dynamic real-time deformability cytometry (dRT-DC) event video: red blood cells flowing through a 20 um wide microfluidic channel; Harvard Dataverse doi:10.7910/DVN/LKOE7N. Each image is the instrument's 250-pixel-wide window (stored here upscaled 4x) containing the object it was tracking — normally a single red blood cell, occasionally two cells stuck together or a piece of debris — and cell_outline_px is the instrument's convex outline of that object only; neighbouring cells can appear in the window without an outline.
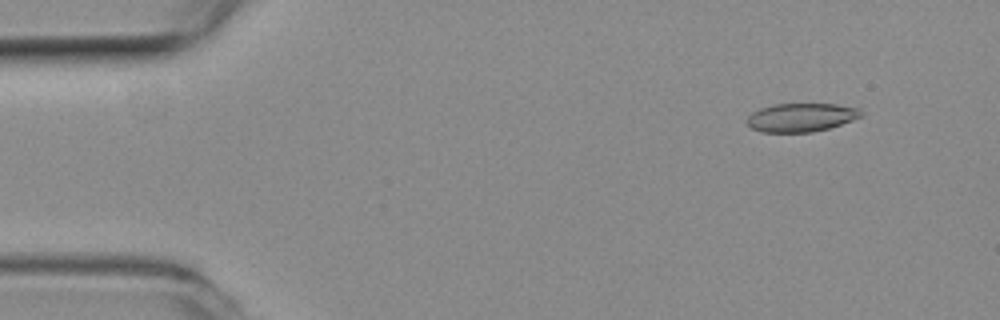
{"species": "common noctule bat (a hibernating species)", "species_latin": "Nyctalus noctula", "temperature_condition": "room temperature", "stored_images_in_passage": 8, "camera_frame_rate_fps": 3000, "um_per_image_px": 0.085, "animal": {"sex": "female", "body_mass_g": 19.3, "forearm_length_mm": 54.1}, "frame": {"image": 1, "passage_image": 6, "time_ms": 1.667, "image_size_px": [1000, 320], "cell_outline_px": [[864, 116], [828, 128], [812, 132], [760, 132], [752, 128], [744, 120], [752, 112], [760, 108], [776, 104], [836, 104], [860, 108]], "centroid_in_image_um": [68.09, 9.98], "position_along_channel_um": 16.9, "area_um2": 19.02}}